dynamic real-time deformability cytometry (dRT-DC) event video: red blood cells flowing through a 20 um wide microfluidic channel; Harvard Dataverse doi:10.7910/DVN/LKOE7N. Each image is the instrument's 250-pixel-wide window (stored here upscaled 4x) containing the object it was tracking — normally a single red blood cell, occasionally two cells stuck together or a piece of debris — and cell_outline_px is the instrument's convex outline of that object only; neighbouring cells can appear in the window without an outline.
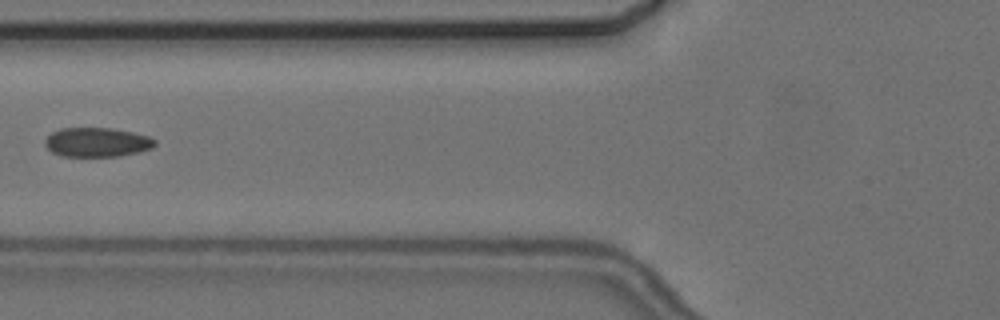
{"species": "common noctule bat (a hibernating species)", "species_latin": "Nyctalus noctula", "temperature_condition": "cold", "stored_images_in_passage": 2, "camera_frame_rate_fps": 3000, "um_per_image_px": 0.085, "animal": {"sex": "female", "body_mass_g": 24.6, "forearm_length_mm": 56.2}, "frame": {"image": 1, "passage_image": 2, "time_ms": 1.667, "image_size_px": [1000, 320], "cell_outline_px": [[156, 144], [152, 148], [140, 152], [120, 156], [60, 156], [52, 152], [44, 144], [44, 140], [52, 132], [60, 128], [112, 128], [132, 132], [148, 136], [156, 140]], "centroid_in_image_um": [8.25, 12.09], "position_along_channel_um": 117.6, "area_um2": 18.84}}